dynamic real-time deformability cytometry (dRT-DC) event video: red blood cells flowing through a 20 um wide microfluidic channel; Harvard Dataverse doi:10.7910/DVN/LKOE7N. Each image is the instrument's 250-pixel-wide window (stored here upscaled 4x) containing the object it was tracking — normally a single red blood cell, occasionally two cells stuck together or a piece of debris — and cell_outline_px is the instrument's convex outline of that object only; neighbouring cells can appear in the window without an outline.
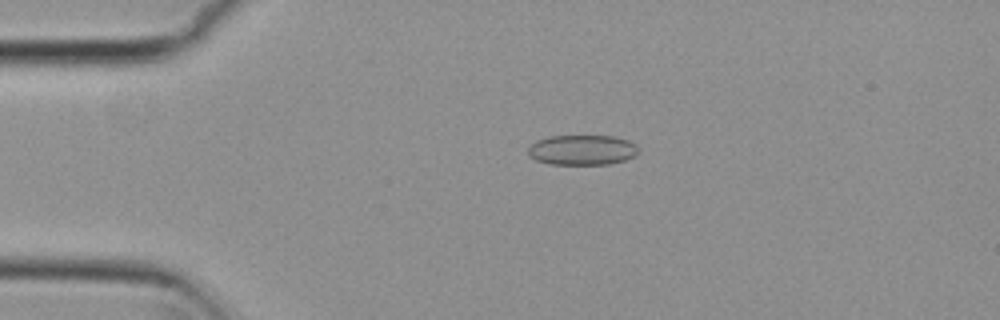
{"species": "common noctule bat (a hibernating species)", "species_latin": "Nyctalus noctula", "temperature_condition": "cold", "stored_images_in_passage": 5, "camera_frame_rate_fps": 3000, "um_per_image_px": 0.085, "animal": {"sex": "female", "body_mass_g": 29.2, "forearm_length_mm": 56.3}, "frame": {"image": 1, "passage_image": 4, "time_ms": 1.0, "image_size_px": [1000, 320], "cell_outline_px": [[640, 148], [636, 156], [624, 160], [608, 164], [548, 164], [536, 160], [528, 156], [528, 148], [536, 140], [548, 136], [616, 136], [628, 140], [636, 144]], "centroid_in_image_um": [49.5, 12.74], "position_along_channel_um": 35.5, "area_um2": 19.59}}